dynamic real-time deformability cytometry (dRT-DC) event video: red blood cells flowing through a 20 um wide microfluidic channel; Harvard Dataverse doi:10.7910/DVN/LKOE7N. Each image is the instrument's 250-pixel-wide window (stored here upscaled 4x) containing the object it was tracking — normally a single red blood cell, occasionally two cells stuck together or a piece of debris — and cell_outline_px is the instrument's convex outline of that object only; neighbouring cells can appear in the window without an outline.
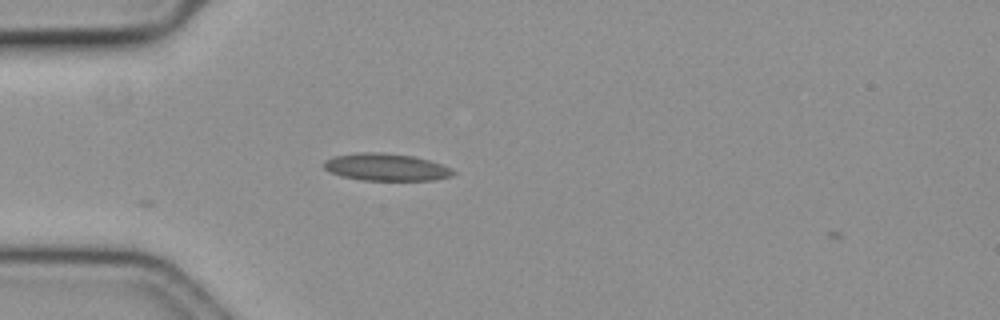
{"species": "common noctule bat (a hibernating species)", "species_latin": "Nyctalus noctula", "temperature_condition": "cold", "stored_images_in_passage": 4, "camera_frame_rate_fps": 3000, "um_per_image_px": 0.085, "animal": {"sex": "female", "body_mass_g": 19.3, "forearm_length_mm": 54.1}, "frame": {"image": 1, "passage_image": 3, "time_ms": 0.667, "image_size_px": [1000, 320], "cell_outline_px": [[456, 172], [452, 176], [436, 180], [360, 180], [340, 176], [328, 172], [324, 168], [324, 160], [332, 156], [356, 152], [384, 152], [412, 156], [428, 160], [452, 168]], "centroid_in_image_um": [32.78, 14.2], "position_along_channel_um": 52.2, "area_um2": 20.81}}